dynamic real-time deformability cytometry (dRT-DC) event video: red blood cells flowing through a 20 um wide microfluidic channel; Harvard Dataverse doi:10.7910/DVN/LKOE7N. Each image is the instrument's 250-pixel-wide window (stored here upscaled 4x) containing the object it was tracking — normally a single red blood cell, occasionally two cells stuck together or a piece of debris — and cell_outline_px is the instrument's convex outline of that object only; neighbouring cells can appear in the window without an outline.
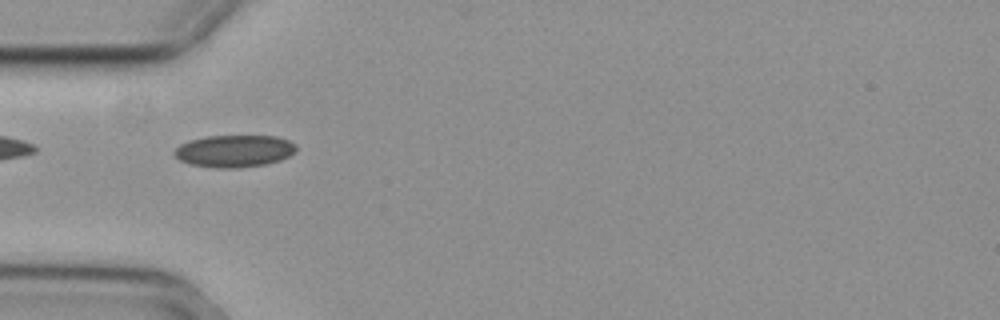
{"species": "common noctule bat (a hibernating species)", "species_latin": "Nyctalus noctula", "temperature_condition": "cold", "stored_images_in_passage": 39, "camera_frame_rate_fps": 3000, "um_per_image_px": 0.085, "animal": {"sex": "female", "body_mass_g": 29.2, "forearm_length_mm": 56.3}, "frame": {"image": 1, "passage_image": 1, "time_ms": 0.0, "image_size_px": [1000, 320], "cell_outline_px": [[296, 152], [280, 160], [264, 164], [232, 168], [220, 168], [192, 164], [180, 160], [172, 152], [180, 144], [188, 140], [204, 136], [276, 136], [288, 140], [296, 144]], "centroid_in_image_um": [19.91, 12.82], "position_along_channel_um": 65.1, "area_um2": 22.72}}
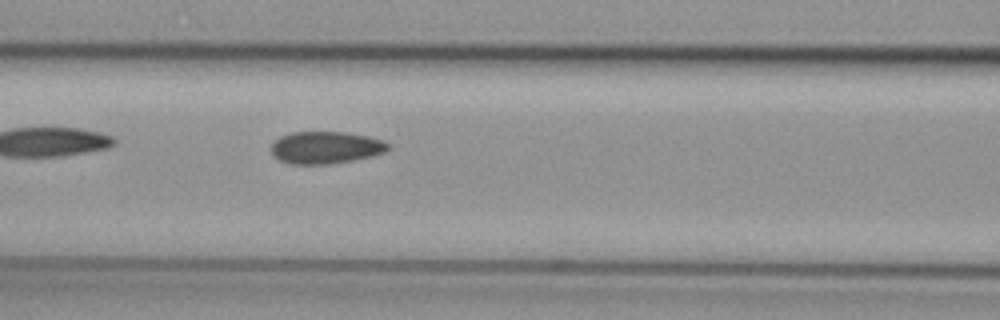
{"frame": {"image": 2, "passage_image": 7, "time_ms": 2.0, "image_size_px": [1000, 320], "cell_outline_px": [[392, 148], [384, 152], [372, 156], [352, 160], [328, 164], [292, 164], [280, 160], [272, 152], [272, 144], [280, 136], [292, 132], [344, 132], [368, 136], [384, 140]], "centroid_in_image_um": [27.72, 12.53], "position_along_channel_um": 138.9, "area_um2": 21.85}}
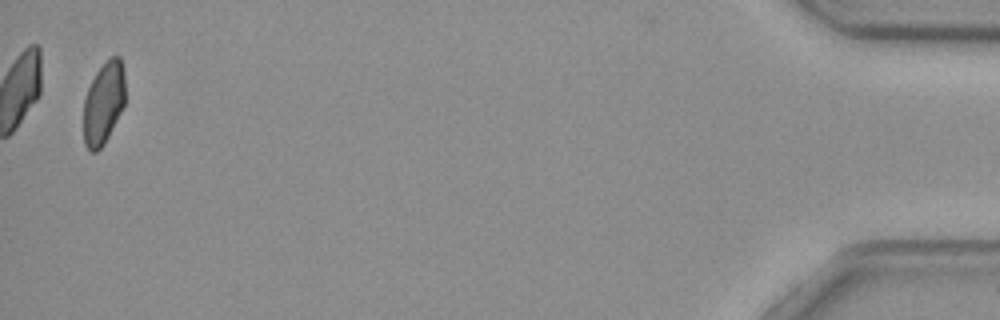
{"frame": {"image": 3, "passage_image": 38, "time_ms": 12.333, "image_size_px": [1000, 320], "cell_outline_px": [[124, 104], [104, 144], [96, 152], [92, 152], [84, 144], [84, 100], [88, 88], [96, 72], [112, 56], [120, 56], [124, 72]], "centroid_in_image_um": [8.8, 8.76], "position_along_channel_um": 426.4, "area_um2": 19.59}, "authors_computed_cell_mechanics": {"area_um2": 22.1374, "velocity_mm_per_s": 3.7073, "shape_relaxation_time_tau1_ms": null, "shape_relaxation_time_tau2_ms": 2.1274, "deformation_change_tau1": null, "deformation_change_tau2": 0.0678}}